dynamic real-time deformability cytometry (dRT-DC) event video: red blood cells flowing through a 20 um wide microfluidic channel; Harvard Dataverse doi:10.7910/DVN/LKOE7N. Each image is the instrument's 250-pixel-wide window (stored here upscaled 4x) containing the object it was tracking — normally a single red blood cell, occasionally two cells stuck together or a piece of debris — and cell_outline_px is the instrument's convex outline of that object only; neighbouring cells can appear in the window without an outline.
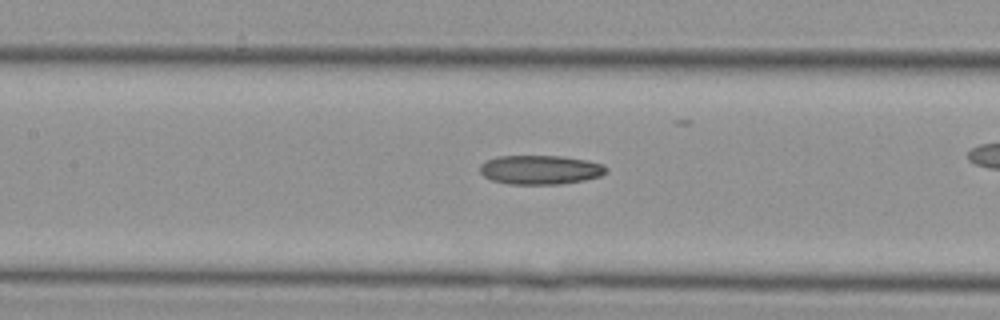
{"species": "Egyptian fruit bat (a non-hibernating species)", "species_latin": "Rousettus aegyptiacus", "temperature_condition": "cold", "stored_images_in_passage": 29, "camera_frame_rate_fps": 3000, "um_per_image_px": 0.085, "animal": {"sex": "female"}, "frame": {"image": 1, "passage_image": 17, "time_ms": 5.333, "image_size_px": [1000, 320], "cell_outline_px": [[608, 172], [600, 176], [584, 180], [560, 184], [508, 184], [492, 180], [484, 176], [480, 172], [480, 164], [496, 156], [560, 156], [588, 160], [604, 164], [608, 168]], "centroid_in_image_um": [45.95, 14.43], "position_along_channel_um": 161.4, "area_um2": 21.56}}